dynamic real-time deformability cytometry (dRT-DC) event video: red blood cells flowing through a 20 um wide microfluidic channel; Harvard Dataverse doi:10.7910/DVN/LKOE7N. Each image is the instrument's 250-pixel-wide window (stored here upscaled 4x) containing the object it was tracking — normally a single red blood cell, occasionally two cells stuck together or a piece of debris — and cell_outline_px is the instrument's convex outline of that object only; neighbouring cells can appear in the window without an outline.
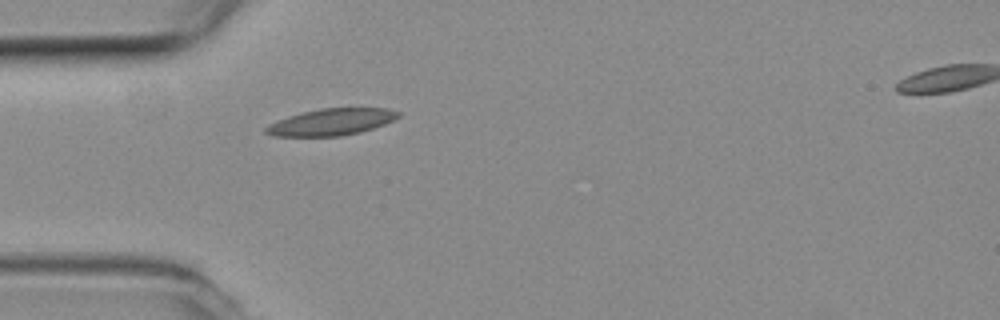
{"species": "common noctule bat (a hibernating species)", "species_latin": "Nyctalus noctula", "temperature_condition": "room temperature", "stored_images_in_passage": 2, "segment_of_instrument_passage": [1, 2], "camera_frame_rate_fps": 3000, "um_per_image_px": 0.085, "animal": {"sex": "female", "body_mass_g": 19.3, "forearm_length_mm": 54.1}, "frame": {"image": 1, "passage_image": 1, "time_ms": 0.0, "image_size_px": [1000, 320], "cell_outline_px": [[400, 116], [384, 124], [360, 132], [340, 136], [272, 136], [264, 132], [264, 128], [268, 124], [276, 120], [288, 116], [320, 108], [388, 108], [400, 112]], "centroid_in_image_um": [28.13, 10.37], "position_along_channel_um": 56.9, "area_um2": 20.58}}